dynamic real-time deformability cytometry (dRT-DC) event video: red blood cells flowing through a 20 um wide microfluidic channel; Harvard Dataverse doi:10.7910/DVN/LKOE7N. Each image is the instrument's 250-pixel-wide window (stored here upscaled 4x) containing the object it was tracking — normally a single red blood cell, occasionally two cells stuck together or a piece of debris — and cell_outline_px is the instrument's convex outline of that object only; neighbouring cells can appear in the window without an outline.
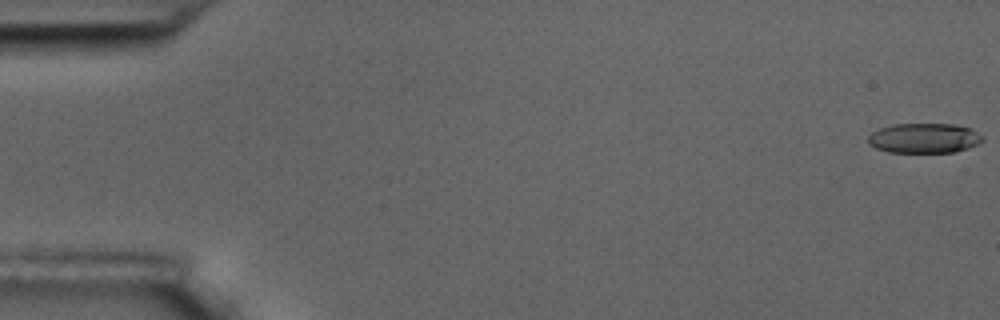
{"species": "common noctule bat (a hibernating species)", "species_latin": "Nyctalus noctula", "temperature_condition": "room temperature", "stored_images_in_passage": 8, "camera_frame_rate_fps": 3000, "um_per_image_px": 0.085, "animal": {"sex": "male", "body_mass_g": 17.5, "forearm_length_mm": 52.3}, "frame": {"image": 1, "passage_image": 1, "time_ms": 0.0, "image_size_px": [1000, 320], "cell_outline_px": [[984, 140], [968, 148], [956, 152], [888, 152], [876, 148], [868, 144], [868, 136], [872, 132], [880, 128], [892, 124], [952, 124], [972, 128], [984, 136]], "centroid_in_image_um": [78.56, 11.74], "position_along_channel_um": 6.4, "area_um2": 20.06}}
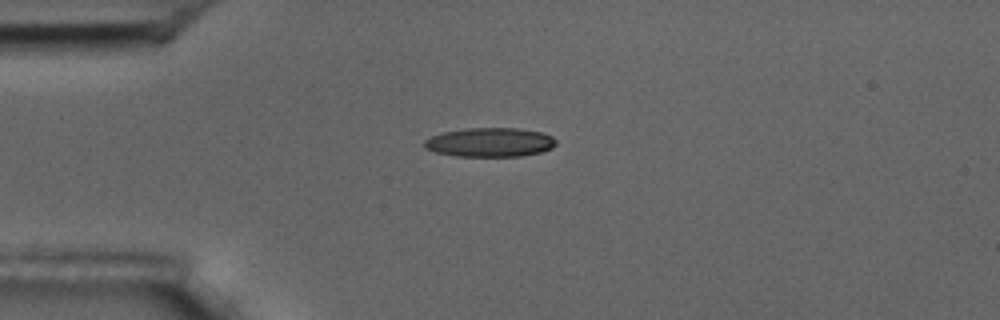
{"frame": {"image": 2, "passage_image": 5, "time_ms": 1.333, "image_size_px": [1000, 320], "cell_outline_px": [[556, 144], [552, 148], [540, 152], [520, 156], [456, 156], [436, 152], [424, 148], [424, 140], [432, 136], [444, 132], [468, 128], [516, 128], [540, 132], [552, 136], [556, 140]], "centroid_in_image_um": [41.64, 12.1], "position_along_channel_um": 43.4, "area_um2": 22.2}}